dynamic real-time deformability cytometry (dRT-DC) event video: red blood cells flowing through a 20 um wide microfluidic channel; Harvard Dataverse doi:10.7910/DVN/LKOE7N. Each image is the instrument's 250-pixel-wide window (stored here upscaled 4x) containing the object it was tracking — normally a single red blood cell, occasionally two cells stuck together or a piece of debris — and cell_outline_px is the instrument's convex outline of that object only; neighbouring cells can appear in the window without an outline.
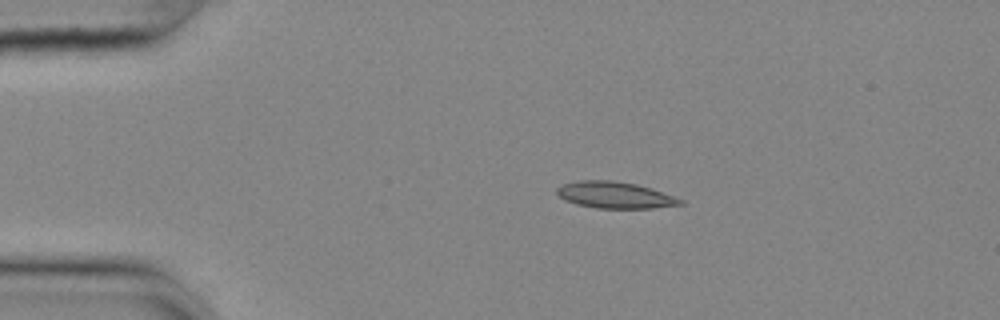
{"species": "common noctule bat (a hibernating species)", "species_latin": "Nyctalus noctula", "temperature_condition": "cold", "stored_images_in_passage": 45, "camera_frame_rate_fps": 3000, "um_per_image_px": 0.085, "animal": {"sex": "female", "body_mass_g": 25.1}, "frame": {"image": 1, "passage_image": 1, "time_ms": 0.0, "image_size_px": [1000, 320], "cell_outline_px": [[684, 204], [652, 208], [596, 208], [576, 204], [564, 200], [556, 192], [556, 188], [564, 184], [576, 180], [612, 180], [636, 184], [652, 188], [684, 200]], "centroid_in_image_um": [52.26, 16.57], "position_along_channel_um": 32.7, "area_um2": 19.13}}
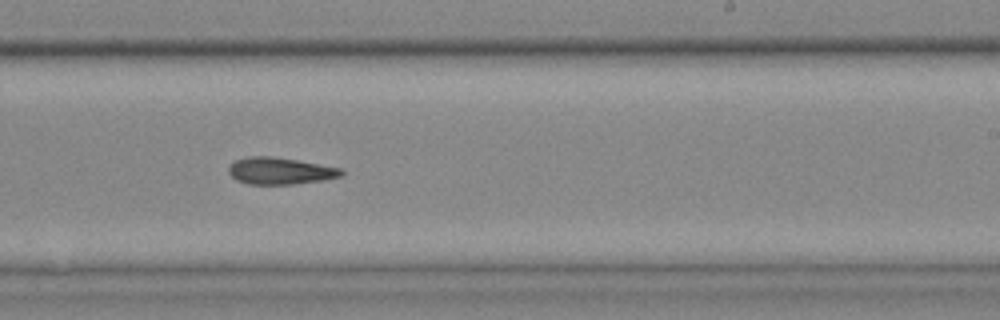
{"frame": {"image": 2, "passage_image": 24, "time_ms": 7.667, "image_size_px": [1000, 320], "cell_outline_px": [[344, 172], [340, 176], [324, 180], [292, 184], [248, 184], [236, 180], [228, 172], [228, 168], [236, 160], [248, 156], [272, 156], [344, 168]], "centroid_in_image_um": [23.82, 14.52], "position_along_channel_um": 265.2, "area_um2": 17.63}}
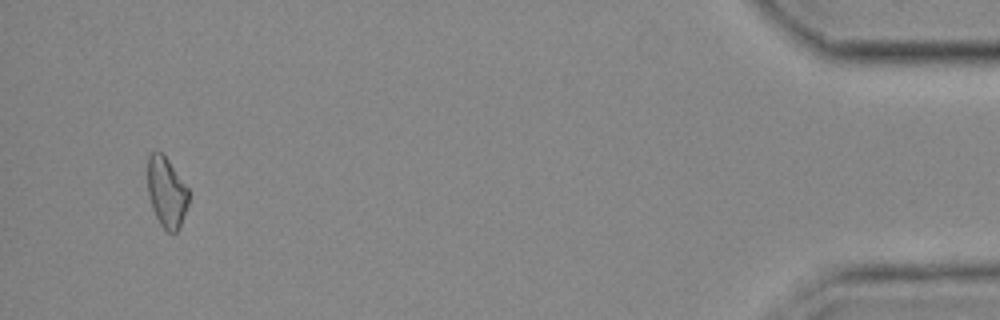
{"frame": {"image": 3, "passage_image": 43, "time_ms": 14.0, "image_size_px": [1000, 320], "cell_outline_px": [[188, 204], [180, 224], [176, 232], [172, 236], [160, 224], [152, 208], [148, 196], [148, 156], [152, 152], [160, 152], [168, 160], [188, 188]], "centroid_in_image_um": [14.14, 16.36], "position_along_channel_um": 421.1, "area_um2": 16.59}, "authors_computed_cell_mechanics": {"area_um2": 17.7446, "velocity_mm_per_s": 3.6508, "shape_relaxation_time_tau1_ms": null, "shape_relaxation_time_tau2_ms": 7.509, "deformation_change_tau1": null, "deformation_change_tau2": 0.1727}}